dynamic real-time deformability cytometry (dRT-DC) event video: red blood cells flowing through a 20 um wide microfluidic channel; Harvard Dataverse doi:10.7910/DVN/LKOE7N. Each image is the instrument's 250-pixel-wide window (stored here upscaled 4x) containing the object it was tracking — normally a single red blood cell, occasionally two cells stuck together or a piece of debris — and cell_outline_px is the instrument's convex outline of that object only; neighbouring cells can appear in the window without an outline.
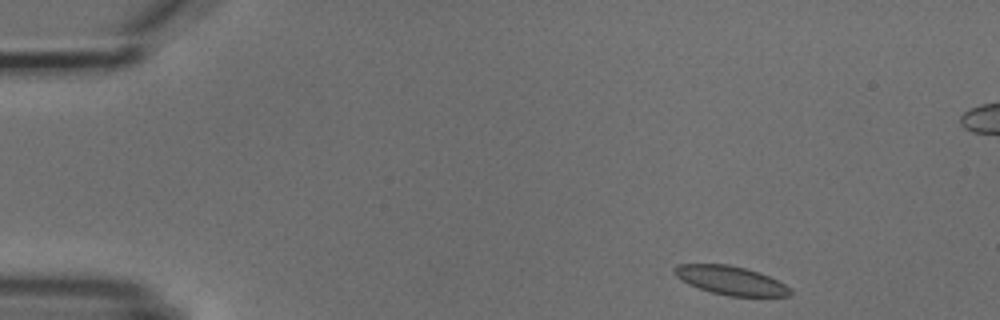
{"species": "common noctule bat (a hibernating species)", "species_latin": "Nyctalus noctula", "temperature_condition": "cold", "stored_images_in_passage": 5, "camera_frame_rate_fps": 3000, "um_per_image_px": 0.085, "animal": {"sex": "male", "body_mass_g": 18.8}, "frame": {"image": 1, "passage_image": 1, "time_ms": 0.0, "image_size_px": [1000, 320], "cell_outline_px": [[792, 296], [728, 296], [712, 292], [688, 284], [680, 280], [672, 272], [672, 268], [676, 264], [728, 264], [760, 272], [792, 288]], "centroid_in_image_um": [62.09, 23.83], "position_along_channel_um": 22.9, "area_um2": 19.48}}
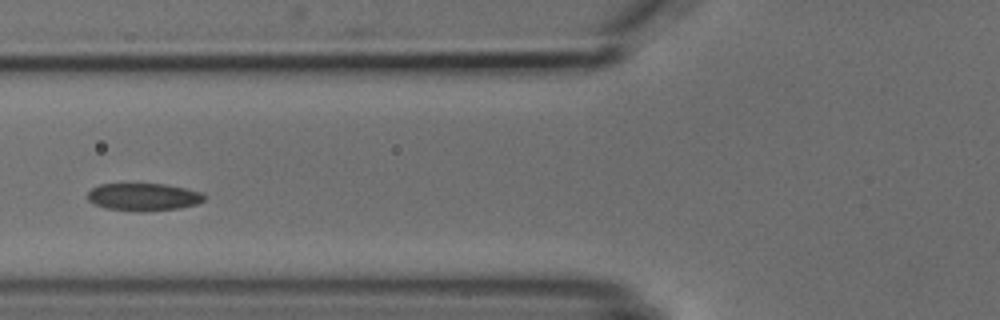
{"frame": {"image": 2, "passage_image": 5, "time_ms": 4.667, "image_size_px": [1000, 320], "cell_outline_px": [[204, 200], [196, 204], [180, 208], [140, 212], [104, 208], [88, 200], [88, 192], [92, 188], [100, 184], [168, 184], [200, 192], [204, 196]], "centroid_in_image_um": [12.18, 16.74], "position_along_channel_um": 113.6, "area_um2": 18.67}}